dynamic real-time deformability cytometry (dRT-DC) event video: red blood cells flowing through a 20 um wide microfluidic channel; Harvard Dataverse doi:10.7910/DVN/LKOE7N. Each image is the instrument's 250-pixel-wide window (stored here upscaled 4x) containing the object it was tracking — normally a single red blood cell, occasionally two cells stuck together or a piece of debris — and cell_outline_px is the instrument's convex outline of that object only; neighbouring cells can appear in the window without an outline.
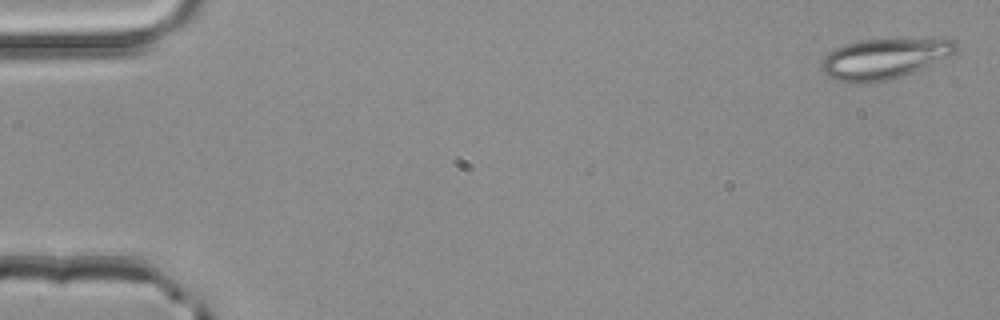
{"species": "common noctule bat (a hibernating species)", "species_latin": "Nyctalus noctula", "temperature_condition": "room temperature", "stored_images_in_passage": 4, "camera_frame_rate_fps": 3000, "um_per_image_px": 0.085, "animal": {"sex": "male", "body_mass_g": 20.4}, "frame": {"image": 1, "passage_image": 1, "time_ms": 0.0, "image_size_px": [1000, 320], "cell_outline_px": [[960, 48], [956, 52], [948, 56], [912, 72], [888, 80], [868, 84], [848, 84], [836, 80], [828, 76], [820, 68], [820, 64], [824, 56], [828, 52], [844, 44], [860, 40], [956, 40]], "centroid_in_image_um": [75.07, 5.02], "position_along_channel_um": 9.9, "area_um2": 31.44}}